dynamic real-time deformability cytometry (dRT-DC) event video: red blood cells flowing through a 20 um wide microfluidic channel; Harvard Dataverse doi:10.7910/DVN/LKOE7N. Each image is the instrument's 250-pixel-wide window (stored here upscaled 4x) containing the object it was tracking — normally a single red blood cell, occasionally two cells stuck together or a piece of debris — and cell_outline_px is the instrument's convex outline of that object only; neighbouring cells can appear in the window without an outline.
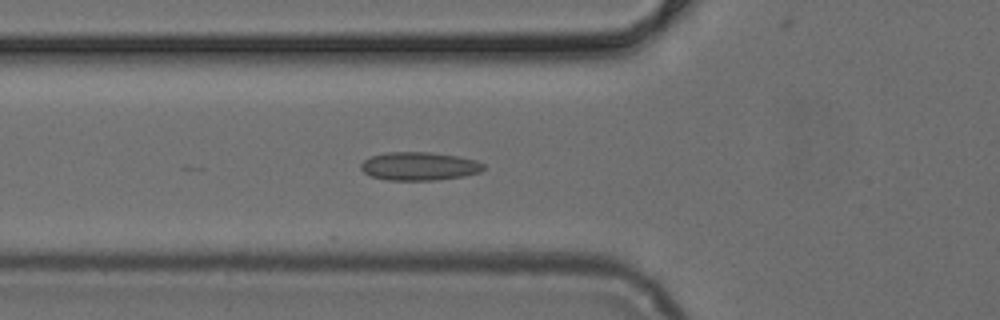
{"species": "common noctule bat (a hibernating species)", "species_latin": "Nyctalus noctula", "temperature_condition": "cold", "stored_images_in_passage": 17, "camera_frame_rate_fps": 3000, "um_per_image_px": 0.085, "animal": {"sex": "female", "body_mass_g": 24.6, "forearm_length_mm": 56.2}, "frame": {"image": 1, "passage_image": 9, "time_ms": 2.667, "image_size_px": [1000, 320], "cell_outline_px": [[484, 168], [480, 172], [464, 176], [436, 180], [388, 180], [372, 176], [364, 172], [360, 168], [360, 164], [364, 160], [372, 156], [384, 152], [432, 152], [460, 156], [476, 160], [484, 164]], "centroid_in_image_um": [35.65, 14.12], "position_along_channel_um": 90.2, "area_um2": 20.35}}
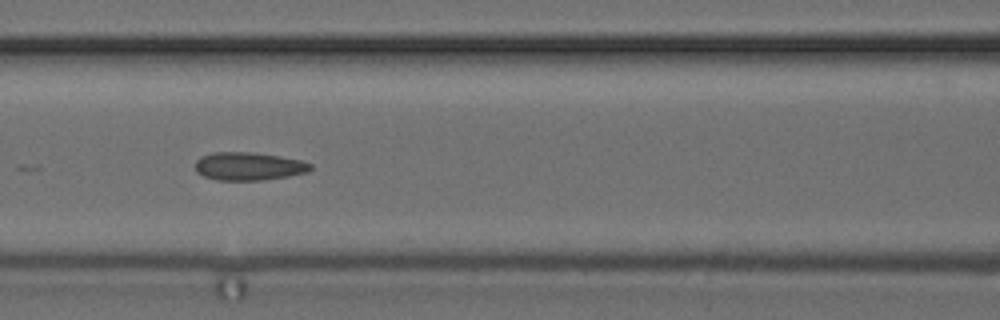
{"frame": {"image": 2, "passage_image": 13, "time_ms": 4.0, "image_size_px": [1000, 320], "cell_outline_px": [[312, 168], [308, 172], [288, 176], [264, 180], [216, 180], [204, 176], [196, 172], [196, 160], [200, 156], [212, 152], [252, 152], [280, 156], [300, 160], [312, 164]], "centroid_in_image_um": [21.13, 14.13], "position_along_channel_um": 145.5, "area_um2": 18.96}}